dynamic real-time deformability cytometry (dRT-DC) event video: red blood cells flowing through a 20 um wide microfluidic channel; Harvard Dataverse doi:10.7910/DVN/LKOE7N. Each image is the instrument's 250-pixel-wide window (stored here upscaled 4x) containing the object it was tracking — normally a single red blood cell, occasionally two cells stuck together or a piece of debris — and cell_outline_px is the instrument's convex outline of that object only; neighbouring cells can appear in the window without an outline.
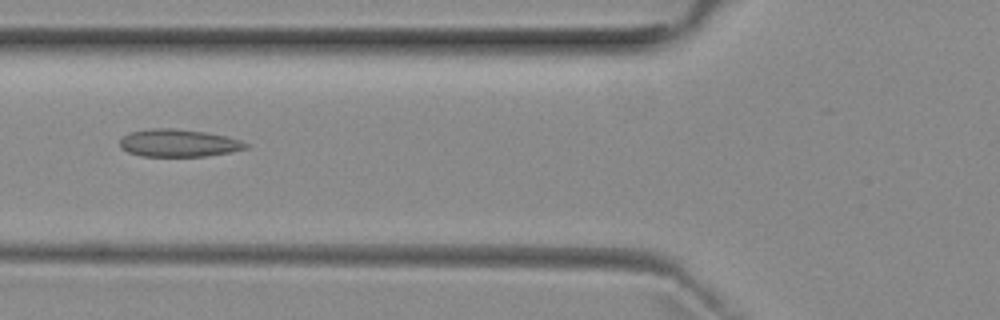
{"species": "common noctule bat (a hibernating species)", "species_latin": "Nyctalus noctula", "temperature_condition": "room temperature", "stored_images_in_passage": 26, "camera_frame_rate_fps": 3000, "um_per_image_px": 0.085, "animal": {"sex": "female", "body_mass_g": 29.2, "forearm_length_mm": 56.3}, "frame": {"image": 1, "passage_image": 4, "time_ms": 1.0, "image_size_px": [1000, 320], "cell_outline_px": [[248, 148], [232, 152], [204, 156], [140, 156], [128, 152], [120, 148], [120, 140], [124, 136], [132, 132], [152, 128], [172, 128], [208, 132], [228, 136], [240, 140], [248, 144]], "centroid_in_image_um": [15.21, 12.16], "position_along_channel_um": 110.6, "area_um2": 20.29}}
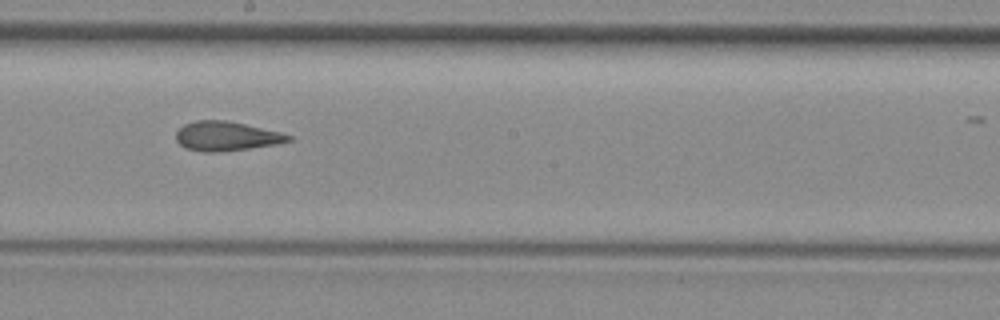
{"frame": {"image": 2, "passage_image": 13, "time_ms": 4.0, "image_size_px": [1000, 320], "cell_outline_px": [[292, 140], [276, 144], [220, 152], [204, 152], [188, 148], [180, 144], [176, 140], [176, 132], [184, 124], [196, 120], [224, 120], [244, 124], [280, 132], [292, 136]], "centroid_in_image_um": [19.22, 11.57], "position_along_channel_um": 229.0, "area_um2": 18.96}}
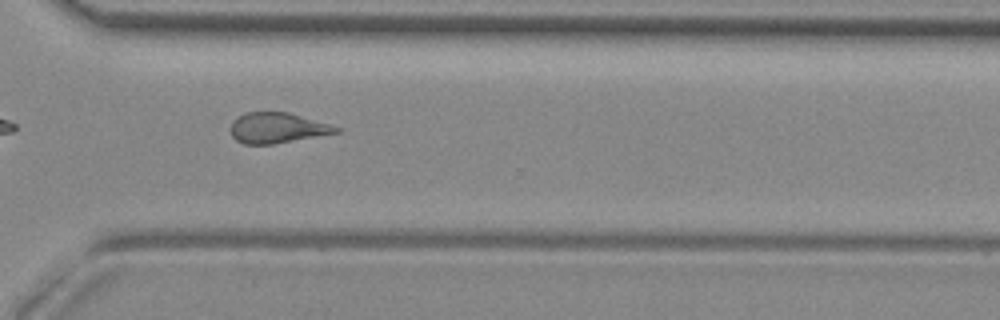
{"frame": {"image": 3, "passage_image": 22, "time_ms": 7.0, "image_size_px": [1000, 320], "cell_outline_px": [[340, 132], [272, 144], [244, 144], [236, 140], [232, 136], [232, 120], [236, 116], [244, 112], [288, 112], [328, 124], [340, 128]], "centroid_in_image_um": [23.52, 10.86], "position_along_channel_um": 347.1, "area_um2": 18.5}}